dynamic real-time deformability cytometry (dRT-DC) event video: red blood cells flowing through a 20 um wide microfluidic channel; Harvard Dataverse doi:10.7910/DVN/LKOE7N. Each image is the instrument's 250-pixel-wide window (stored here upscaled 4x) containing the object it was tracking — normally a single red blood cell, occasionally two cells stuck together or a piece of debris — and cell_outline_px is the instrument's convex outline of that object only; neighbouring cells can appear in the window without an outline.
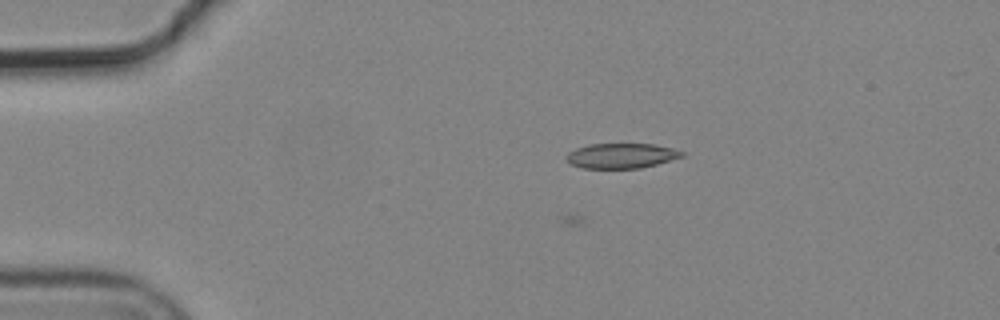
{"species": "common noctule bat (a hibernating species)", "species_latin": "Nyctalus noctula", "temperature_condition": "cold", "stored_images_in_passage": 9, "camera_frame_rate_fps": 3000, "um_per_image_px": 0.085, "animal": {"sex": "male", "body_mass_g": 19.2, "forearm_length_mm": 51.8}, "frame": {"image": 1, "passage_image": 4, "time_ms": 1.0, "image_size_px": [1000, 320], "cell_outline_px": [[684, 156], [656, 164], [640, 168], [580, 168], [568, 164], [568, 152], [576, 148], [588, 144], [656, 144], [672, 148], [684, 152]], "centroid_in_image_um": [52.8, 13.24], "position_along_channel_um": 32.2, "area_um2": 16.82}}
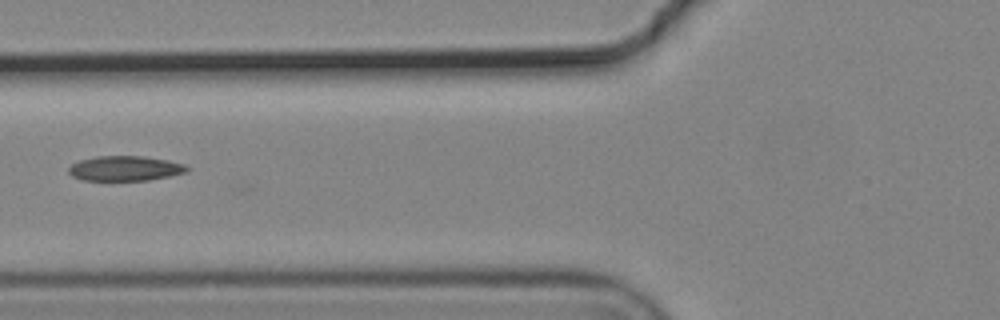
{"frame": {"image": 2, "passage_image": 7, "time_ms": 2.0, "image_size_px": [1000, 320], "cell_outline_px": [[188, 172], [172, 176], [148, 180], [80, 180], [72, 176], [68, 172], [68, 168], [72, 164], [80, 160], [96, 156], [144, 156], [168, 160], [184, 164], [188, 168]], "centroid_in_image_um": [10.63, 14.31], "position_along_channel_um": 115.2, "area_um2": 17.28}}
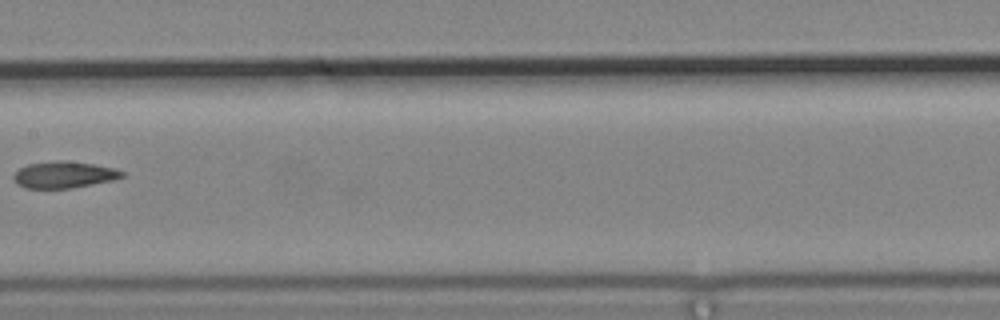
{"frame": {"image": 3, "passage_image": 9, "time_ms": 2.667, "image_size_px": [1000, 320], "cell_outline_px": [[124, 176], [112, 180], [72, 188], [24, 188], [16, 184], [12, 180], [12, 176], [20, 168], [28, 164], [60, 160], [68, 160], [116, 168], [124, 172]], "centroid_in_image_um": [5.41, 14.85], "position_along_channel_um": 202.0, "area_um2": 16.88}}